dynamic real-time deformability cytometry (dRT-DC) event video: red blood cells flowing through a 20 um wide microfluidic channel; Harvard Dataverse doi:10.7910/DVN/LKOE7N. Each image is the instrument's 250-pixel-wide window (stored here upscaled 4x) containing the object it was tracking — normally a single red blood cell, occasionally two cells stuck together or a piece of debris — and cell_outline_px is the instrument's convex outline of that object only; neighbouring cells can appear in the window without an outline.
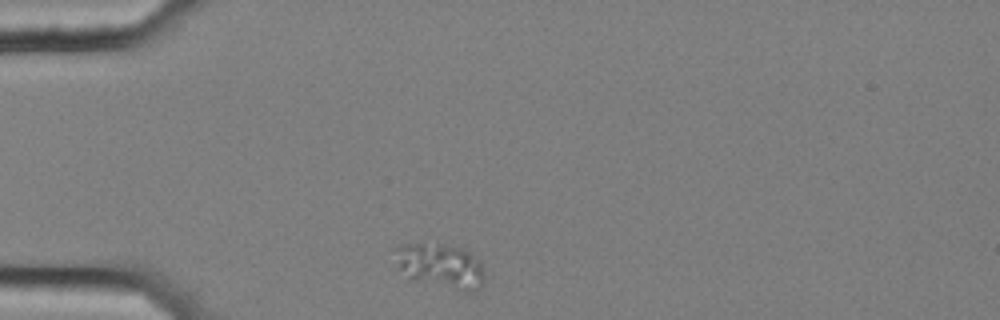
{"species": "common noctule bat (a hibernating species)", "species_latin": "Nyctalus noctula", "temperature_condition": "cold", "stored_images_in_passage": 45, "camera_frame_rate_fps": 3000, "um_per_image_px": 0.085, "animal": {"sex": "female", "body_mass_g": 25.1}, "frame": {"image": 1, "passage_image": 1, "time_ms": 0.0, "image_size_px": [1000, 320], "cell_outline_px": [[484, 284], [476, 292], [464, 292], [416, 280], [408, 276], [396, 268], [396, 248], [400, 244], [448, 244], [460, 248], [476, 256], [480, 260], [484, 272]], "centroid_in_image_um": [37.5, 22.61], "position_along_channel_um": 47.5, "area_um2": 23.47}}
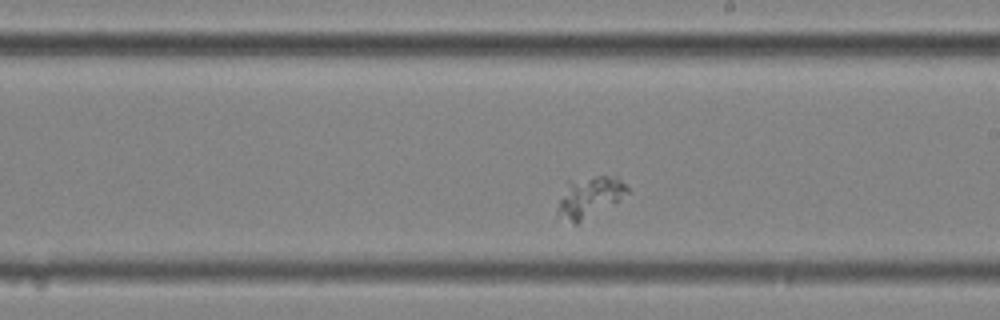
{"frame": {"image": 2, "passage_image": 20, "time_ms": 6.333, "image_size_px": [1000, 320], "cell_outline_px": [[632, 192], [576, 224], [556, 212], [560, 200], [568, 180], [596, 176], [616, 176]], "centroid_in_image_um": [50.14, 16.7], "position_along_channel_um": 238.9, "area_um2": 16.01}}
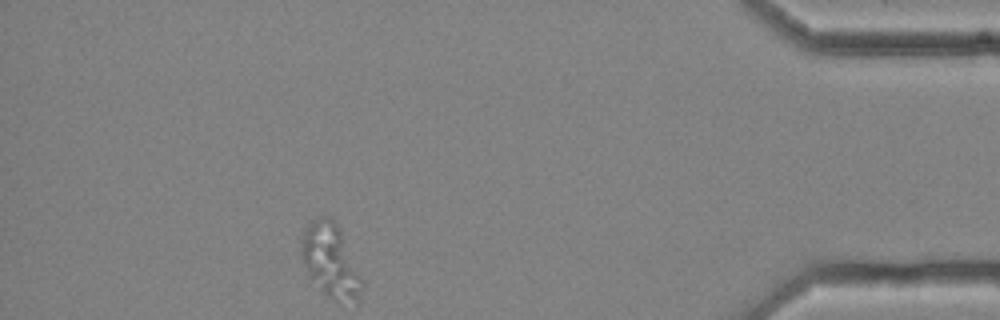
{"frame": {"image": 3, "passage_image": 39, "time_ms": 12.667, "image_size_px": [1000, 320], "cell_outline_px": [[364, 288], [356, 300], [336, 300], [328, 296], [320, 288], [308, 272], [300, 256], [300, 236], [304, 228], [312, 220], [320, 216], [328, 216], [340, 228], [364, 280]], "centroid_in_image_um": [28.09, 22.09], "position_along_channel_um": 407.1, "area_um2": 25.95}}